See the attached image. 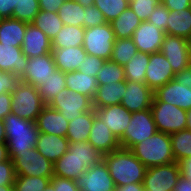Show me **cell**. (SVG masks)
<instances>
[{"mask_svg": "<svg viewBox=\"0 0 191 191\" xmlns=\"http://www.w3.org/2000/svg\"><path fill=\"white\" fill-rule=\"evenodd\" d=\"M102 155L88 141L69 142V149L53 165V176L77 180Z\"/></svg>", "mask_w": 191, "mask_h": 191, "instance_id": "1", "label": "cell"}, {"mask_svg": "<svg viewBox=\"0 0 191 191\" xmlns=\"http://www.w3.org/2000/svg\"><path fill=\"white\" fill-rule=\"evenodd\" d=\"M116 187L132 183H143L147 167L130 149L119 148L103 155Z\"/></svg>", "mask_w": 191, "mask_h": 191, "instance_id": "2", "label": "cell"}, {"mask_svg": "<svg viewBox=\"0 0 191 191\" xmlns=\"http://www.w3.org/2000/svg\"><path fill=\"white\" fill-rule=\"evenodd\" d=\"M6 144L9 158L16 153H25L36 146L39 131L36 122L10 113L4 119Z\"/></svg>", "mask_w": 191, "mask_h": 191, "instance_id": "3", "label": "cell"}, {"mask_svg": "<svg viewBox=\"0 0 191 191\" xmlns=\"http://www.w3.org/2000/svg\"><path fill=\"white\" fill-rule=\"evenodd\" d=\"M131 151L147 168L175 162L170 134L163 132L157 131Z\"/></svg>", "mask_w": 191, "mask_h": 191, "instance_id": "4", "label": "cell"}, {"mask_svg": "<svg viewBox=\"0 0 191 191\" xmlns=\"http://www.w3.org/2000/svg\"><path fill=\"white\" fill-rule=\"evenodd\" d=\"M11 111L21 118L36 122L38 115L46 105L32 84L21 81L11 93Z\"/></svg>", "mask_w": 191, "mask_h": 191, "instance_id": "5", "label": "cell"}, {"mask_svg": "<svg viewBox=\"0 0 191 191\" xmlns=\"http://www.w3.org/2000/svg\"><path fill=\"white\" fill-rule=\"evenodd\" d=\"M157 131L173 134L187 128V111L153 97L150 107Z\"/></svg>", "mask_w": 191, "mask_h": 191, "instance_id": "6", "label": "cell"}, {"mask_svg": "<svg viewBox=\"0 0 191 191\" xmlns=\"http://www.w3.org/2000/svg\"><path fill=\"white\" fill-rule=\"evenodd\" d=\"M115 40L110 23L85 28L83 48L88 55L110 60Z\"/></svg>", "mask_w": 191, "mask_h": 191, "instance_id": "7", "label": "cell"}, {"mask_svg": "<svg viewBox=\"0 0 191 191\" xmlns=\"http://www.w3.org/2000/svg\"><path fill=\"white\" fill-rule=\"evenodd\" d=\"M156 132L157 127L150 109L132 112L130 123L119 140L121 148L131 150L136 144L151 137Z\"/></svg>", "mask_w": 191, "mask_h": 191, "instance_id": "8", "label": "cell"}, {"mask_svg": "<svg viewBox=\"0 0 191 191\" xmlns=\"http://www.w3.org/2000/svg\"><path fill=\"white\" fill-rule=\"evenodd\" d=\"M11 160L16 176L52 177L53 165L50 160L38 152L36 147L25 153H16Z\"/></svg>", "mask_w": 191, "mask_h": 191, "instance_id": "9", "label": "cell"}, {"mask_svg": "<svg viewBox=\"0 0 191 191\" xmlns=\"http://www.w3.org/2000/svg\"><path fill=\"white\" fill-rule=\"evenodd\" d=\"M48 105L61 112L69 122L93 109L92 100L88 96L70 91L68 88L60 91Z\"/></svg>", "mask_w": 191, "mask_h": 191, "instance_id": "10", "label": "cell"}, {"mask_svg": "<svg viewBox=\"0 0 191 191\" xmlns=\"http://www.w3.org/2000/svg\"><path fill=\"white\" fill-rule=\"evenodd\" d=\"M180 176V165L177 162L149 167L143 179L144 190L173 191Z\"/></svg>", "mask_w": 191, "mask_h": 191, "instance_id": "11", "label": "cell"}, {"mask_svg": "<svg viewBox=\"0 0 191 191\" xmlns=\"http://www.w3.org/2000/svg\"><path fill=\"white\" fill-rule=\"evenodd\" d=\"M159 52L166 57L175 74L191 65L188 39L165 35Z\"/></svg>", "mask_w": 191, "mask_h": 191, "instance_id": "12", "label": "cell"}, {"mask_svg": "<svg viewBox=\"0 0 191 191\" xmlns=\"http://www.w3.org/2000/svg\"><path fill=\"white\" fill-rule=\"evenodd\" d=\"M79 191H115L116 186L102 159L89 167L77 180Z\"/></svg>", "mask_w": 191, "mask_h": 191, "instance_id": "13", "label": "cell"}, {"mask_svg": "<svg viewBox=\"0 0 191 191\" xmlns=\"http://www.w3.org/2000/svg\"><path fill=\"white\" fill-rule=\"evenodd\" d=\"M56 69L57 67L52 53L28 58L27 67L20 79L25 83L32 84L34 87L39 88Z\"/></svg>", "mask_w": 191, "mask_h": 191, "instance_id": "14", "label": "cell"}, {"mask_svg": "<svg viewBox=\"0 0 191 191\" xmlns=\"http://www.w3.org/2000/svg\"><path fill=\"white\" fill-rule=\"evenodd\" d=\"M175 73L166 57L160 53L150 54L145 72V84L155 92L158 88L174 79Z\"/></svg>", "mask_w": 191, "mask_h": 191, "instance_id": "15", "label": "cell"}, {"mask_svg": "<svg viewBox=\"0 0 191 191\" xmlns=\"http://www.w3.org/2000/svg\"><path fill=\"white\" fill-rule=\"evenodd\" d=\"M165 35V31L156 28L154 24L142 21L134 30L132 39L138 52L152 54L160 51Z\"/></svg>", "mask_w": 191, "mask_h": 191, "instance_id": "16", "label": "cell"}, {"mask_svg": "<svg viewBox=\"0 0 191 191\" xmlns=\"http://www.w3.org/2000/svg\"><path fill=\"white\" fill-rule=\"evenodd\" d=\"M94 112L109 127L118 140L124 135L132 117V112H129L121 104L94 108Z\"/></svg>", "mask_w": 191, "mask_h": 191, "instance_id": "17", "label": "cell"}, {"mask_svg": "<svg viewBox=\"0 0 191 191\" xmlns=\"http://www.w3.org/2000/svg\"><path fill=\"white\" fill-rule=\"evenodd\" d=\"M154 92L145 84L126 81V91L123 94L121 105L129 112L150 109Z\"/></svg>", "mask_w": 191, "mask_h": 191, "instance_id": "18", "label": "cell"}, {"mask_svg": "<svg viewBox=\"0 0 191 191\" xmlns=\"http://www.w3.org/2000/svg\"><path fill=\"white\" fill-rule=\"evenodd\" d=\"M154 96L161 102L172 104L185 111L191 109V89L175 79L158 88Z\"/></svg>", "mask_w": 191, "mask_h": 191, "instance_id": "19", "label": "cell"}, {"mask_svg": "<svg viewBox=\"0 0 191 191\" xmlns=\"http://www.w3.org/2000/svg\"><path fill=\"white\" fill-rule=\"evenodd\" d=\"M22 53L28 58L43 56L52 52V43L47 35L31 23L27 24Z\"/></svg>", "mask_w": 191, "mask_h": 191, "instance_id": "20", "label": "cell"}, {"mask_svg": "<svg viewBox=\"0 0 191 191\" xmlns=\"http://www.w3.org/2000/svg\"><path fill=\"white\" fill-rule=\"evenodd\" d=\"M88 142L100 152L102 156L121 148L119 140L111 132L109 127L97 116L93 118Z\"/></svg>", "mask_w": 191, "mask_h": 191, "instance_id": "21", "label": "cell"}, {"mask_svg": "<svg viewBox=\"0 0 191 191\" xmlns=\"http://www.w3.org/2000/svg\"><path fill=\"white\" fill-rule=\"evenodd\" d=\"M69 121L49 105H45L38 115L36 125L39 133L66 137Z\"/></svg>", "mask_w": 191, "mask_h": 191, "instance_id": "22", "label": "cell"}, {"mask_svg": "<svg viewBox=\"0 0 191 191\" xmlns=\"http://www.w3.org/2000/svg\"><path fill=\"white\" fill-rule=\"evenodd\" d=\"M28 57L21 47L0 43V71L12 72L21 77L27 67Z\"/></svg>", "mask_w": 191, "mask_h": 191, "instance_id": "23", "label": "cell"}, {"mask_svg": "<svg viewBox=\"0 0 191 191\" xmlns=\"http://www.w3.org/2000/svg\"><path fill=\"white\" fill-rule=\"evenodd\" d=\"M36 149L45 158L55 163L69 149V140L66 137L39 133Z\"/></svg>", "mask_w": 191, "mask_h": 191, "instance_id": "24", "label": "cell"}, {"mask_svg": "<svg viewBox=\"0 0 191 191\" xmlns=\"http://www.w3.org/2000/svg\"><path fill=\"white\" fill-rule=\"evenodd\" d=\"M51 53L57 69L64 73L77 71L87 54L83 46L52 49Z\"/></svg>", "mask_w": 191, "mask_h": 191, "instance_id": "25", "label": "cell"}, {"mask_svg": "<svg viewBox=\"0 0 191 191\" xmlns=\"http://www.w3.org/2000/svg\"><path fill=\"white\" fill-rule=\"evenodd\" d=\"M126 91V81L109 82L98 85L95 96L92 100L93 108H102L111 105L121 104L123 94Z\"/></svg>", "mask_w": 191, "mask_h": 191, "instance_id": "26", "label": "cell"}, {"mask_svg": "<svg viewBox=\"0 0 191 191\" xmlns=\"http://www.w3.org/2000/svg\"><path fill=\"white\" fill-rule=\"evenodd\" d=\"M27 24L14 18L0 19V43L21 47Z\"/></svg>", "mask_w": 191, "mask_h": 191, "instance_id": "27", "label": "cell"}, {"mask_svg": "<svg viewBox=\"0 0 191 191\" xmlns=\"http://www.w3.org/2000/svg\"><path fill=\"white\" fill-rule=\"evenodd\" d=\"M66 88L81 93L93 100L98 88L97 77L81 73L79 70L65 73Z\"/></svg>", "mask_w": 191, "mask_h": 191, "instance_id": "28", "label": "cell"}, {"mask_svg": "<svg viewBox=\"0 0 191 191\" xmlns=\"http://www.w3.org/2000/svg\"><path fill=\"white\" fill-rule=\"evenodd\" d=\"M166 35L189 39L191 37V7L180 11H169Z\"/></svg>", "mask_w": 191, "mask_h": 191, "instance_id": "29", "label": "cell"}, {"mask_svg": "<svg viewBox=\"0 0 191 191\" xmlns=\"http://www.w3.org/2000/svg\"><path fill=\"white\" fill-rule=\"evenodd\" d=\"M94 108L89 112L82 113L79 117L69 122L66 138L69 142L88 141L90 130L95 117Z\"/></svg>", "mask_w": 191, "mask_h": 191, "instance_id": "30", "label": "cell"}, {"mask_svg": "<svg viewBox=\"0 0 191 191\" xmlns=\"http://www.w3.org/2000/svg\"><path fill=\"white\" fill-rule=\"evenodd\" d=\"M142 21L130 7L125 9L116 19L110 23L116 39L132 38L134 30Z\"/></svg>", "mask_w": 191, "mask_h": 191, "instance_id": "31", "label": "cell"}, {"mask_svg": "<svg viewBox=\"0 0 191 191\" xmlns=\"http://www.w3.org/2000/svg\"><path fill=\"white\" fill-rule=\"evenodd\" d=\"M84 37V27L74 25H63L62 29L51 41L52 49L83 46Z\"/></svg>", "mask_w": 191, "mask_h": 191, "instance_id": "32", "label": "cell"}, {"mask_svg": "<svg viewBox=\"0 0 191 191\" xmlns=\"http://www.w3.org/2000/svg\"><path fill=\"white\" fill-rule=\"evenodd\" d=\"M31 24L38 29H41L51 41L63 27L58 12H48L43 10H39Z\"/></svg>", "mask_w": 191, "mask_h": 191, "instance_id": "33", "label": "cell"}, {"mask_svg": "<svg viewBox=\"0 0 191 191\" xmlns=\"http://www.w3.org/2000/svg\"><path fill=\"white\" fill-rule=\"evenodd\" d=\"M150 54L138 52L124 65L125 80L145 83V72L149 63Z\"/></svg>", "mask_w": 191, "mask_h": 191, "instance_id": "34", "label": "cell"}, {"mask_svg": "<svg viewBox=\"0 0 191 191\" xmlns=\"http://www.w3.org/2000/svg\"><path fill=\"white\" fill-rule=\"evenodd\" d=\"M66 88L65 73L56 69L50 77L44 81V84L38 88L43 102L48 105L51 100L62 90Z\"/></svg>", "mask_w": 191, "mask_h": 191, "instance_id": "35", "label": "cell"}, {"mask_svg": "<svg viewBox=\"0 0 191 191\" xmlns=\"http://www.w3.org/2000/svg\"><path fill=\"white\" fill-rule=\"evenodd\" d=\"M58 15L63 25L83 27V20H85L84 7L75 0H65L58 10Z\"/></svg>", "mask_w": 191, "mask_h": 191, "instance_id": "36", "label": "cell"}, {"mask_svg": "<svg viewBox=\"0 0 191 191\" xmlns=\"http://www.w3.org/2000/svg\"><path fill=\"white\" fill-rule=\"evenodd\" d=\"M137 53L138 50L132 38L116 39L110 60L124 67Z\"/></svg>", "mask_w": 191, "mask_h": 191, "instance_id": "37", "label": "cell"}, {"mask_svg": "<svg viewBox=\"0 0 191 191\" xmlns=\"http://www.w3.org/2000/svg\"><path fill=\"white\" fill-rule=\"evenodd\" d=\"M175 162L191 157V130L185 129L170 135Z\"/></svg>", "mask_w": 191, "mask_h": 191, "instance_id": "38", "label": "cell"}, {"mask_svg": "<svg viewBox=\"0 0 191 191\" xmlns=\"http://www.w3.org/2000/svg\"><path fill=\"white\" fill-rule=\"evenodd\" d=\"M98 85H104L111 82H120L125 80L124 67L118 65L112 60H106L97 73Z\"/></svg>", "mask_w": 191, "mask_h": 191, "instance_id": "39", "label": "cell"}, {"mask_svg": "<svg viewBox=\"0 0 191 191\" xmlns=\"http://www.w3.org/2000/svg\"><path fill=\"white\" fill-rule=\"evenodd\" d=\"M94 6L101 10L109 23L129 7V0H95Z\"/></svg>", "mask_w": 191, "mask_h": 191, "instance_id": "40", "label": "cell"}, {"mask_svg": "<svg viewBox=\"0 0 191 191\" xmlns=\"http://www.w3.org/2000/svg\"><path fill=\"white\" fill-rule=\"evenodd\" d=\"M51 181V177L16 176L13 191H43Z\"/></svg>", "mask_w": 191, "mask_h": 191, "instance_id": "41", "label": "cell"}, {"mask_svg": "<svg viewBox=\"0 0 191 191\" xmlns=\"http://www.w3.org/2000/svg\"><path fill=\"white\" fill-rule=\"evenodd\" d=\"M39 10L38 0H20L13 9L12 18L31 23Z\"/></svg>", "mask_w": 191, "mask_h": 191, "instance_id": "42", "label": "cell"}, {"mask_svg": "<svg viewBox=\"0 0 191 191\" xmlns=\"http://www.w3.org/2000/svg\"><path fill=\"white\" fill-rule=\"evenodd\" d=\"M160 0H129V7L141 21H147Z\"/></svg>", "mask_w": 191, "mask_h": 191, "instance_id": "43", "label": "cell"}, {"mask_svg": "<svg viewBox=\"0 0 191 191\" xmlns=\"http://www.w3.org/2000/svg\"><path fill=\"white\" fill-rule=\"evenodd\" d=\"M84 12H85V20H83L84 28H92L94 26L103 25L107 23L101 10L95 7L94 5L85 7Z\"/></svg>", "mask_w": 191, "mask_h": 191, "instance_id": "44", "label": "cell"}, {"mask_svg": "<svg viewBox=\"0 0 191 191\" xmlns=\"http://www.w3.org/2000/svg\"><path fill=\"white\" fill-rule=\"evenodd\" d=\"M168 16H169V10L160 2L153 9L147 21L154 24L156 28L165 31L166 34Z\"/></svg>", "mask_w": 191, "mask_h": 191, "instance_id": "45", "label": "cell"}, {"mask_svg": "<svg viewBox=\"0 0 191 191\" xmlns=\"http://www.w3.org/2000/svg\"><path fill=\"white\" fill-rule=\"evenodd\" d=\"M106 60L98 58L93 55H88L83 58L80 68L78 69L81 73L89 74L91 76H97L99 69L102 68Z\"/></svg>", "mask_w": 191, "mask_h": 191, "instance_id": "46", "label": "cell"}, {"mask_svg": "<svg viewBox=\"0 0 191 191\" xmlns=\"http://www.w3.org/2000/svg\"><path fill=\"white\" fill-rule=\"evenodd\" d=\"M21 79L12 72L0 71V94L12 93L19 85Z\"/></svg>", "mask_w": 191, "mask_h": 191, "instance_id": "47", "label": "cell"}, {"mask_svg": "<svg viewBox=\"0 0 191 191\" xmlns=\"http://www.w3.org/2000/svg\"><path fill=\"white\" fill-rule=\"evenodd\" d=\"M16 178L15 168L11 159L0 162V185H13Z\"/></svg>", "mask_w": 191, "mask_h": 191, "instance_id": "48", "label": "cell"}, {"mask_svg": "<svg viewBox=\"0 0 191 191\" xmlns=\"http://www.w3.org/2000/svg\"><path fill=\"white\" fill-rule=\"evenodd\" d=\"M50 183L53 185L55 191H79L77 182L72 179L52 176Z\"/></svg>", "mask_w": 191, "mask_h": 191, "instance_id": "49", "label": "cell"}, {"mask_svg": "<svg viewBox=\"0 0 191 191\" xmlns=\"http://www.w3.org/2000/svg\"><path fill=\"white\" fill-rule=\"evenodd\" d=\"M20 0H0V19L12 18L13 9Z\"/></svg>", "mask_w": 191, "mask_h": 191, "instance_id": "50", "label": "cell"}, {"mask_svg": "<svg viewBox=\"0 0 191 191\" xmlns=\"http://www.w3.org/2000/svg\"><path fill=\"white\" fill-rule=\"evenodd\" d=\"M169 11H180L191 7V0H161Z\"/></svg>", "mask_w": 191, "mask_h": 191, "instance_id": "51", "label": "cell"}, {"mask_svg": "<svg viewBox=\"0 0 191 191\" xmlns=\"http://www.w3.org/2000/svg\"><path fill=\"white\" fill-rule=\"evenodd\" d=\"M11 93L0 94V120H3L11 111Z\"/></svg>", "mask_w": 191, "mask_h": 191, "instance_id": "52", "label": "cell"}, {"mask_svg": "<svg viewBox=\"0 0 191 191\" xmlns=\"http://www.w3.org/2000/svg\"><path fill=\"white\" fill-rule=\"evenodd\" d=\"M65 0H38L39 9L48 12H58Z\"/></svg>", "mask_w": 191, "mask_h": 191, "instance_id": "53", "label": "cell"}, {"mask_svg": "<svg viewBox=\"0 0 191 191\" xmlns=\"http://www.w3.org/2000/svg\"><path fill=\"white\" fill-rule=\"evenodd\" d=\"M174 79L191 89V65L175 74Z\"/></svg>", "mask_w": 191, "mask_h": 191, "instance_id": "54", "label": "cell"}, {"mask_svg": "<svg viewBox=\"0 0 191 191\" xmlns=\"http://www.w3.org/2000/svg\"><path fill=\"white\" fill-rule=\"evenodd\" d=\"M181 176L191 181V157L185 158L179 162Z\"/></svg>", "mask_w": 191, "mask_h": 191, "instance_id": "55", "label": "cell"}, {"mask_svg": "<svg viewBox=\"0 0 191 191\" xmlns=\"http://www.w3.org/2000/svg\"><path fill=\"white\" fill-rule=\"evenodd\" d=\"M173 191H191V181L185 179L183 176H180L177 184L173 188Z\"/></svg>", "mask_w": 191, "mask_h": 191, "instance_id": "56", "label": "cell"}, {"mask_svg": "<svg viewBox=\"0 0 191 191\" xmlns=\"http://www.w3.org/2000/svg\"><path fill=\"white\" fill-rule=\"evenodd\" d=\"M116 191H145L143 183H132L116 187Z\"/></svg>", "mask_w": 191, "mask_h": 191, "instance_id": "57", "label": "cell"}, {"mask_svg": "<svg viewBox=\"0 0 191 191\" xmlns=\"http://www.w3.org/2000/svg\"><path fill=\"white\" fill-rule=\"evenodd\" d=\"M9 154L6 143H0V162L9 160Z\"/></svg>", "mask_w": 191, "mask_h": 191, "instance_id": "58", "label": "cell"}, {"mask_svg": "<svg viewBox=\"0 0 191 191\" xmlns=\"http://www.w3.org/2000/svg\"><path fill=\"white\" fill-rule=\"evenodd\" d=\"M0 143H6L5 125L3 120H0Z\"/></svg>", "mask_w": 191, "mask_h": 191, "instance_id": "59", "label": "cell"}, {"mask_svg": "<svg viewBox=\"0 0 191 191\" xmlns=\"http://www.w3.org/2000/svg\"><path fill=\"white\" fill-rule=\"evenodd\" d=\"M75 1L85 8V7L93 6L95 0H75Z\"/></svg>", "mask_w": 191, "mask_h": 191, "instance_id": "60", "label": "cell"}, {"mask_svg": "<svg viewBox=\"0 0 191 191\" xmlns=\"http://www.w3.org/2000/svg\"><path fill=\"white\" fill-rule=\"evenodd\" d=\"M188 130H191V109L187 111V128Z\"/></svg>", "mask_w": 191, "mask_h": 191, "instance_id": "61", "label": "cell"}, {"mask_svg": "<svg viewBox=\"0 0 191 191\" xmlns=\"http://www.w3.org/2000/svg\"><path fill=\"white\" fill-rule=\"evenodd\" d=\"M0 191H13V185H0Z\"/></svg>", "mask_w": 191, "mask_h": 191, "instance_id": "62", "label": "cell"}, {"mask_svg": "<svg viewBox=\"0 0 191 191\" xmlns=\"http://www.w3.org/2000/svg\"><path fill=\"white\" fill-rule=\"evenodd\" d=\"M43 191H55V189H54L53 185L51 183H49V185L45 189H43Z\"/></svg>", "mask_w": 191, "mask_h": 191, "instance_id": "63", "label": "cell"}, {"mask_svg": "<svg viewBox=\"0 0 191 191\" xmlns=\"http://www.w3.org/2000/svg\"><path fill=\"white\" fill-rule=\"evenodd\" d=\"M188 40H189V49H190V54H191V37Z\"/></svg>", "mask_w": 191, "mask_h": 191, "instance_id": "64", "label": "cell"}]
</instances>
